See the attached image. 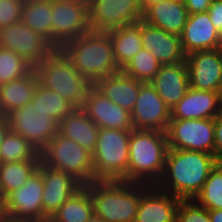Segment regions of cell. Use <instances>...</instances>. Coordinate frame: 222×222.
I'll return each mask as SVG.
<instances>
[{"label": "cell", "mask_w": 222, "mask_h": 222, "mask_svg": "<svg viewBox=\"0 0 222 222\" xmlns=\"http://www.w3.org/2000/svg\"><path fill=\"white\" fill-rule=\"evenodd\" d=\"M25 0L0 1V29L22 20V10Z\"/></svg>", "instance_id": "cell-38"}, {"label": "cell", "mask_w": 222, "mask_h": 222, "mask_svg": "<svg viewBox=\"0 0 222 222\" xmlns=\"http://www.w3.org/2000/svg\"><path fill=\"white\" fill-rule=\"evenodd\" d=\"M44 40L23 21L0 29V48L15 52L33 67L41 61Z\"/></svg>", "instance_id": "cell-16"}, {"label": "cell", "mask_w": 222, "mask_h": 222, "mask_svg": "<svg viewBox=\"0 0 222 222\" xmlns=\"http://www.w3.org/2000/svg\"><path fill=\"white\" fill-rule=\"evenodd\" d=\"M166 135L169 148L214 155V119L170 120Z\"/></svg>", "instance_id": "cell-11"}, {"label": "cell", "mask_w": 222, "mask_h": 222, "mask_svg": "<svg viewBox=\"0 0 222 222\" xmlns=\"http://www.w3.org/2000/svg\"><path fill=\"white\" fill-rule=\"evenodd\" d=\"M221 111V93L189 88L171 109V120L214 119Z\"/></svg>", "instance_id": "cell-18"}, {"label": "cell", "mask_w": 222, "mask_h": 222, "mask_svg": "<svg viewBox=\"0 0 222 222\" xmlns=\"http://www.w3.org/2000/svg\"><path fill=\"white\" fill-rule=\"evenodd\" d=\"M133 129L166 132L171 120V110L149 83H143L131 112Z\"/></svg>", "instance_id": "cell-13"}, {"label": "cell", "mask_w": 222, "mask_h": 222, "mask_svg": "<svg viewBox=\"0 0 222 222\" xmlns=\"http://www.w3.org/2000/svg\"><path fill=\"white\" fill-rule=\"evenodd\" d=\"M161 66L156 57L142 48L121 71L129 77L147 83L156 76Z\"/></svg>", "instance_id": "cell-34"}, {"label": "cell", "mask_w": 222, "mask_h": 222, "mask_svg": "<svg viewBox=\"0 0 222 222\" xmlns=\"http://www.w3.org/2000/svg\"><path fill=\"white\" fill-rule=\"evenodd\" d=\"M91 31L107 32L142 20L140 0H87Z\"/></svg>", "instance_id": "cell-10"}, {"label": "cell", "mask_w": 222, "mask_h": 222, "mask_svg": "<svg viewBox=\"0 0 222 222\" xmlns=\"http://www.w3.org/2000/svg\"><path fill=\"white\" fill-rule=\"evenodd\" d=\"M41 222H55L54 220H52L51 218H46V219H44L43 221H41Z\"/></svg>", "instance_id": "cell-46"}, {"label": "cell", "mask_w": 222, "mask_h": 222, "mask_svg": "<svg viewBox=\"0 0 222 222\" xmlns=\"http://www.w3.org/2000/svg\"><path fill=\"white\" fill-rule=\"evenodd\" d=\"M130 134L131 130L99 128L92 153L94 180L128 182Z\"/></svg>", "instance_id": "cell-4"}, {"label": "cell", "mask_w": 222, "mask_h": 222, "mask_svg": "<svg viewBox=\"0 0 222 222\" xmlns=\"http://www.w3.org/2000/svg\"><path fill=\"white\" fill-rule=\"evenodd\" d=\"M176 222H212L208 209L194 200H181L178 205Z\"/></svg>", "instance_id": "cell-37"}, {"label": "cell", "mask_w": 222, "mask_h": 222, "mask_svg": "<svg viewBox=\"0 0 222 222\" xmlns=\"http://www.w3.org/2000/svg\"><path fill=\"white\" fill-rule=\"evenodd\" d=\"M212 222H222V209L208 210Z\"/></svg>", "instance_id": "cell-43"}, {"label": "cell", "mask_w": 222, "mask_h": 222, "mask_svg": "<svg viewBox=\"0 0 222 222\" xmlns=\"http://www.w3.org/2000/svg\"><path fill=\"white\" fill-rule=\"evenodd\" d=\"M9 128L41 152L58 133L59 123L31 103L6 115Z\"/></svg>", "instance_id": "cell-9"}, {"label": "cell", "mask_w": 222, "mask_h": 222, "mask_svg": "<svg viewBox=\"0 0 222 222\" xmlns=\"http://www.w3.org/2000/svg\"><path fill=\"white\" fill-rule=\"evenodd\" d=\"M217 163L209 153L169 148L156 187L180 200H194Z\"/></svg>", "instance_id": "cell-1"}, {"label": "cell", "mask_w": 222, "mask_h": 222, "mask_svg": "<svg viewBox=\"0 0 222 222\" xmlns=\"http://www.w3.org/2000/svg\"><path fill=\"white\" fill-rule=\"evenodd\" d=\"M72 63L92 85L121 71L114 60L107 32L90 31L79 36Z\"/></svg>", "instance_id": "cell-5"}, {"label": "cell", "mask_w": 222, "mask_h": 222, "mask_svg": "<svg viewBox=\"0 0 222 222\" xmlns=\"http://www.w3.org/2000/svg\"><path fill=\"white\" fill-rule=\"evenodd\" d=\"M181 200L150 186L141 196L134 222H176Z\"/></svg>", "instance_id": "cell-21"}, {"label": "cell", "mask_w": 222, "mask_h": 222, "mask_svg": "<svg viewBox=\"0 0 222 222\" xmlns=\"http://www.w3.org/2000/svg\"><path fill=\"white\" fill-rule=\"evenodd\" d=\"M34 68L25 76L0 86V114L6 116L13 110L31 103L38 84Z\"/></svg>", "instance_id": "cell-26"}, {"label": "cell", "mask_w": 222, "mask_h": 222, "mask_svg": "<svg viewBox=\"0 0 222 222\" xmlns=\"http://www.w3.org/2000/svg\"><path fill=\"white\" fill-rule=\"evenodd\" d=\"M31 104L48 113L58 123L76 108L69 101L53 90L42 86L39 82L34 90Z\"/></svg>", "instance_id": "cell-31"}, {"label": "cell", "mask_w": 222, "mask_h": 222, "mask_svg": "<svg viewBox=\"0 0 222 222\" xmlns=\"http://www.w3.org/2000/svg\"><path fill=\"white\" fill-rule=\"evenodd\" d=\"M52 36H81L91 31L87 0H52Z\"/></svg>", "instance_id": "cell-15"}, {"label": "cell", "mask_w": 222, "mask_h": 222, "mask_svg": "<svg viewBox=\"0 0 222 222\" xmlns=\"http://www.w3.org/2000/svg\"><path fill=\"white\" fill-rule=\"evenodd\" d=\"M194 201L208 210L222 209V163H217Z\"/></svg>", "instance_id": "cell-35"}, {"label": "cell", "mask_w": 222, "mask_h": 222, "mask_svg": "<svg viewBox=\"0 0 222 222\" xmlns=\"http://www.w3.org/2000/svg\"><path fill=\"white\" fill-rule=\"evenodd\" d=\"M87 222H106L105 220L101 219L100 217L96 216V215H93L91 217V219Z\"/></svg>", "instance_id": "cell-45"}, {"label": "cell", "mask_w": 222, "mask_h": 222, "mask_svg": "<svg viewBox=\"0 0 222 222\" xmlns=\"http://www.w3.org/2000/svg\"><path fill=\"white\" fill-rule=\"evenodd\" d=\"M86 187L90 190L94 215L106 222H134L141 196L150 185L95 180Z\"/></svg>", "instance_id": "cell-3"}, {"label": "cell", "mask_w": 222, "mask_h": 222, "mask_svg": "<svg viewBox=\"0 0 222 222\" xmlns=\"http://www.w3.org/2000/svg\"><path fill=\"white\" fill-rule=\"evenodd\" d=\"M33 68L15 52L0 48V86L27 75Z\"/></svg>", "instance_id": "cell-36"}, {"label": "cell", "mask_w": 222, "mask_h": 222, "mask_svg": "<svg viewBox=\"0 0 222 222\" xmlns=\"http://www.w3.org/2000/svg\"><path fill=\"white\" fill-rule=\"evenodd\" d=\"M41 160L0 163V201L9 193L23 186L38 170Z\"/></svg>", "instance_id": "cell-28"}, {"label": "cell", "mask_w": 222, "mask_h": 222, "mask_svg": "<svg viewBox=\"0 0 222 222\" xmlns=\"http://www.w3.org/2000/svg\"><path fill=\"white\" fill-rule=\"evenodd\" d=\"M43 178L37 170L19 189L1 201L3 222H41L44 220L42 203Z\"/></svg>", "instance_id": "cell-8"}, {"label": "cell", "mask_w": 222, "mask_h": 222, "mask_svg": "<svg viewBox=\"0 0 222 222\" xmlns=\"http://www.w3.org/2000/svg\"><path fill=\"white\" fill-rule=\"evenodd\" d=\"M143 83L120 71L97 80L93 86L113 103L132 112Z\"/></svg>", "instance_id": "cell-24"}, {"label": "cell", "mask_w": 222, "mask_h": 222, "mask_svg": "<svg viewBox=\"0 0 222 222\" xmlns=\"http://www.w3.org/2000/svg\"><path fill=\"white\" fill-rule=\"evenodd\" d=\"M94 215L90 190L83 186L51 216L55 222H87Z\"/></svg>", "instance_id": "cell-29"}, {"label": "cell", "mask_w": 222, "mask_h": 222, "mask_svg": "<svg viewBox=\"0 0 222 222\" xmlns=\"http://www.w3.org/2000/svg\"><path fill=\"white\" fill-rule=\"evenodd\" d=\"M78 38L79 36L68 35L46 37L39 64L60 61L72 62Z\"/></svg>", "instance_id": "cell-33"}, {"label": "cell", "mask_w": 222, "mask_h": 222, "mask_svg": "<svg viewBox=\"0 0 222 222\" xmlns=\"http://www.w3.org/2000/svg\"><path fill=\"white\" fill-rule=\"evenodd\" d=\"M168 149L166 132L131 130L128 182L156 186L164 173Z\"/></svg>", "instance_id": "cell-2"}, {"label": "cell", "mask_w": 222, "mask_h": 222, "mask_svg": "<svg viewBox=\"0 0 222 222\" xmlns=\"http://www.w3.org/2000/svg\"><path fill=\"white\" fill-rule=\"evenodd\" d=\"M149 83L171 110L190 88L186 61L162 65Z\"/></svg>", "instance_id": "cell-22"}, {"label": "cell", "mask_w": 222, "mask_h": 222, "mask_svg": "<svg viewBox=\"0 0 222 222\" xmlns=\"http://www.w3.org/2000/svg\"><path fill=\"white\" fill-rule=\"evenodd\" d=\"M58 132L93 153L98 140L99 127L82 108H75L59 122Z\"/></svg>", "instance_id": "cell-25"}, {"label": "cell", "mask_w": 222, "mask_h": 222, "mask_svg": "<svg viewBox=\"0 0 222 222\" xmlns=\"http://www.w3.org/2000/svg\"><path fill=\"white\" fill-rule=\"evenodd\" d=\"M41 160L40 152L27 140L9 130L0 146V163Z\"/></svg>", "instance_id": "cell-32"}, {"label": "cell", "mask_w": 222, "mask_h": 222, "mask_svg": "<svg viewBox=\"0 0 222 222\" xmlns=\"http://www.w3.org/2000/svg\"><path fill=\"white\" fill-rule=\"evenodd\" d=\"M0 222H3L2 214H1V201H0Z\"/></svg>", "instance_id": "cell-47"}, {"label": "cell", "mask_w": 222, "mask_h": 222, "mask_svg": "<svg viewBox=\"0 0 222 222\" xmlns=\"http://www.w3.org/2000/svg\"><path fill=\"white\" fill-rule=\"evenodd\" d=\"M180 38L186 55L222 48V36L216 31L207 11L189 14Z\"/></svg>", "instance_id": "cell-19"}, {"label": "cell", "mask_w": 222, "mask_h": 222, "mask_svg": "<svg viewBox=\"0 0 222 222\" xmlns=\"http://www.w3.org/2000/svg\"><path fill=\"white\" fill-rule=\"evenodd\" d=\"M82 109L99 128L133 130L131 112L110 101L93 85Z\"/></svg>", "instance_id": "cell-17"}, {"label": "cell", "mask_w": 222, "mask_h": 222, "mask_svg": "<svg viewBox=\"0 0 222 222\" xmlns=\"http://www.w3.org/2000/svg\"><path fill=\"white\" fill-rule=\"evenodd\" d=\"M157 1H164V0H140L142 8H144L146 5H148L152 2H157Z\"/></svg>", "instance_id": "cell-44"}, {"label": "cell", "mask_w": 222, "mask_h": 222, "mask_svg": "<svg viewBox=\"0 0 222 222\" xmlns=\"http://www.w3.org/2000/svg\"><path fill=\"white\" fill-rule=\"evenodd\" d=\"M52 0H25L22 20L44 38L52 36Z\"/></svg>", "instance_id": "cell-30"}, {"label": "cell", "mask_w": 222, "mask_h": 222, "mask_svg": "<svg viewBox=\"0 0 222 222\" xmlns=\"http://www.w3.org/2000/svg\"><path fill=\"white\" fill-rule=\"evenodd\" d=\"M116 65L122 70L143 48L141 40V20L136 24L126 25L107 31Z\"/></svg>", "instance_id": "cell-27"}, {"label": "cell", "mask_w": 222, "mask_h": 222, "mask_svg": "<svg viewBox=\"0 0 222 222\" xmlns=\"http://www.w3.org/2000/svg\"><path fill=\"white\" fill-rule=\"evenodd\" d=\"M190 88L222 94V48L186 55Z\"/></svg>", "instance_id": "cell-12"}, {"label": "cell", "mask_w": 222, "mask_h": 222, "mask_svg": "<svg viewBox=\"0 0 222 222\" xmlns=\"http://www.w3.org/2000/svg\"><path fill=\"white\" fill-rule=\"evenodd\" d=\"M188 14L206 12L214 0H183Z\"/></svg>", "instance_id": "cell-41"}, {"label": "cell", "mask_w": 222, "mask_h": 222, "mask_svg": "<svg viewBox=\"0 0 222 222\" xmlns=\"http://www.w3.org/2000/svg\"><path fill=\"white\" fill-rule=\"evenodd\" d=\"M40 156L43 164L73 176L83 186L95 181L92 153L59 132L40 152Z\"/></svg>", "instance_id": "cell-6"}, {"label": "cell", "mask_w": 222, "mask_h": 222, "mask_svg": "<svg viewBox=\"0 0 222 222\" xmlns=\"http://www.w3.org/2000/svg\"><path fill=\"white\" fill-rule=\"evenodd\" d=\"M9 130L10 128L7 117L0 114V146Z\"/></svg>", "instance_id": "cell-42"}, {"label": "cell", "mask_w": 222, "mask_h": 222, "mask_svg": "<svg viewBox=\"0 0 222 222\" xmlns=\"http://www.w3.org/2000/svg\"><path fill=\"white\" fill-rule=\"evenodd\" d=\"M215 147L214 156L218 163H222V111L214 118Z\"/></svg>", "instance_id": "cell-40"}, {"label": "cell", "mask_w": 222, "mask_h": 222, "mask_svg": "<svg viewBox=\"0 0 222 222\" xmlns=\"http://www.w3.org/2000/svg\"><path fill=\"white\" fill-rule=\"evenodd\" d=\"M142 47L162 65L176 64L186 59L179 35L168 33L141 20Z\"/></svg>", "instance_id": "cell-20"}, {"label": "cell", "mask_w": 222, "mask_h": 222, "mask_svg": "<svg viewBox=\"0 0 222 222\" xmlns=\"http://www.w3.org/2000/svg\"><path fill=\"white\" fill-rule=\"evenodd\" d=\"M207 12L216 31L222 36V0H214Z\"/></svg>", "instance_id": "cell-39"}, {"label": "cell", "mask_w": 222, "mask_h": 222, "mask_svg": "<svg viewBox=\"0 0 222 222\" xmlns=\"http://www.w3.org/2000/svg\"><path fill=\"white\" fill-rule=\"evenodd\" d=\"M188 15L183 0H164L146 5L143 8L142 21L180 36Z\"/></svg>", "instance_id": "cell-23"}, {"label": "cell", "mask_w": 222, "mask_h": 222, "mask_svg": "<svg viewBox=\"0 0 222 222\" xmlns=\"http://www.w3.org/2000/svg\"><path fill=\"white\" fill-rule=\"evenodd\" d=\"M38 170L42 173L43 178L44 219L51 218L65 201L81 189L83 185L73 176L52 169L42 162H40Z\"/></svg>", "instance_id": "cell-14"}, {"label": "cell", "mask_w": 222, "mask_h": 222, "mask_svg": "<svg viewBox=\"0 0 222 222\" xmlns=\"http://www.w3.org/2000/svg\"><path fill=\"white\" fill-rule=\"evenodd\" d=\"M39 83L82 108L92 84L83 77L72 62L60 61L38 64L34 67Z\"/></svg>", "instance_id": "cell-7"}]
</instances>
